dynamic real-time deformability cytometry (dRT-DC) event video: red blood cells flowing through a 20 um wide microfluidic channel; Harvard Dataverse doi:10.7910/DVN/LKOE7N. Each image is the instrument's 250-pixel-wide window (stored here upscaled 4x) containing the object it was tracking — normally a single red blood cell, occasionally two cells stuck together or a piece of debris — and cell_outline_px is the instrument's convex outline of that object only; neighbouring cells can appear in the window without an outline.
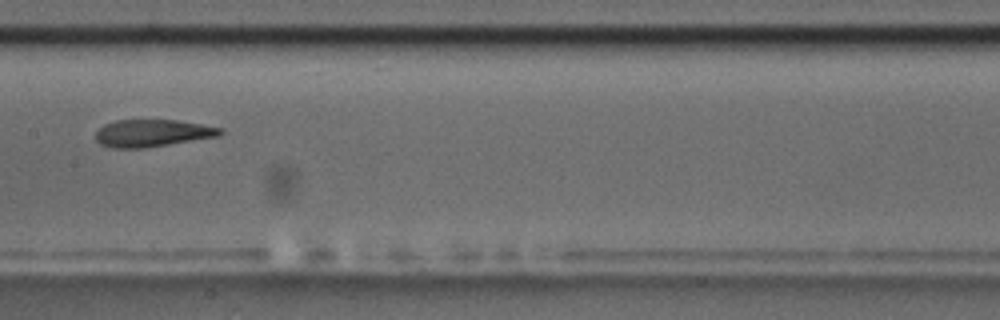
{"species": "common noctule bat (a hibernating species)", "species_latin": "Nyctalus noctula", "temperature_condition": "room temperature", "stored_images_in_passage": 10, "camera_frame_rate_fps": 3000, "um_per_image_px": 0.085, "animal": {"sex": "male", "body_mass_g": 17.5, "forearm_length_mm": 52.3}, "frame": {"image": 1, "passage_image": 8, "time_ms": 8.333, "image_size_px": [1000, 320], "cell_outline_px": [[224, 132], [220, 136], [144, 148], [112, 148], [100, 144], [96, 140], [96, 132], [104, 124], [116, 120], [176, 120], [224, 128]], "centroid_in_image_um": [12.96, 11.32], "position_along_channel_um": 194.4, "area_um2": 19.83}}
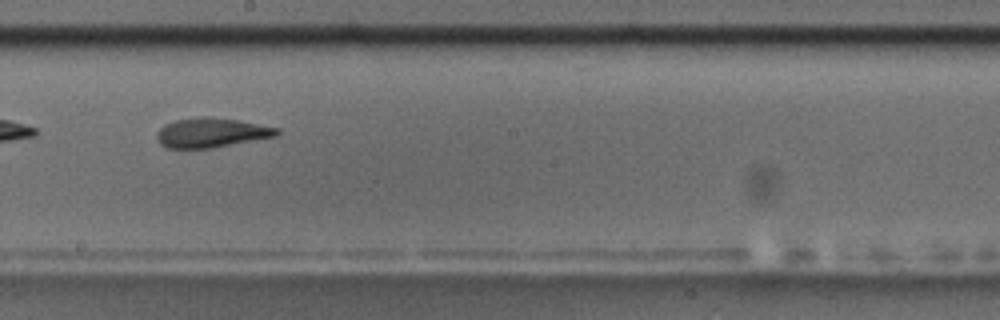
{"frame": {"image": 2, "passage_image": 9, "time_ms": 9.333, "image_size_px": [1000, 320], "cell_outline_px": [[280, 132], [276, 136], [212, 148], [168, 148], [160, 144], [156, 140], [156, 132], [164, 124], [176, 120], [204, 116], [208, 116], [236, 120], [280, 128]], "centroid_in_image_um": [17.93, 11.28], "position_along_channel_um": 230.3, "area_um2": 20.63}}